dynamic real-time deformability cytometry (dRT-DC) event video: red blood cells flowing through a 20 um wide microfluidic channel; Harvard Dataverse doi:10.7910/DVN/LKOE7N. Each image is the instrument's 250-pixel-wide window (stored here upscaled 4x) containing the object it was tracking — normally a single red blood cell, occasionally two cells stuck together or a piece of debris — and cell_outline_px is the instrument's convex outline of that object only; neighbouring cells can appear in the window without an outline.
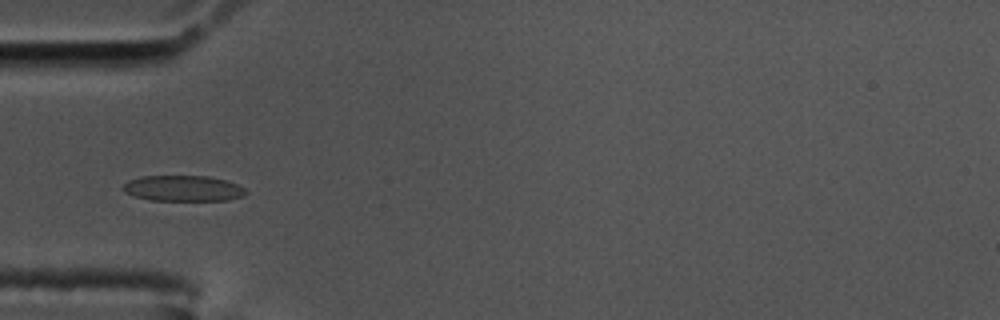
{"species": "common noctule bat (a hibernating species)", "species_latin": "Nyctalus noctula", "temperature_condition": "cold", "stored_images_in_passage": 41, "camera_frame_rate_fps": 3000, "um_per_image_px": 0.085, "animal": {"sex": "male", "body_mass_g": 17.5, "forearm_length_mm": 52.3}, "frame": {"image": 1, "passage_image": 1, "time_ms": 0.0, "image_size_px": [1000, 320], "cell_outline_px": [[248, 192], [244, 196], [228, 200], [152, 200], [132, 196], [124, 192], [120, 188], [128, 180], [140, 176], [208, 176], [228, 180], [244, 188]], "centroid_in_image_um": [15.54, 16.0], "position_along_channel_um": 69.5, "area_um2": 18.61}}
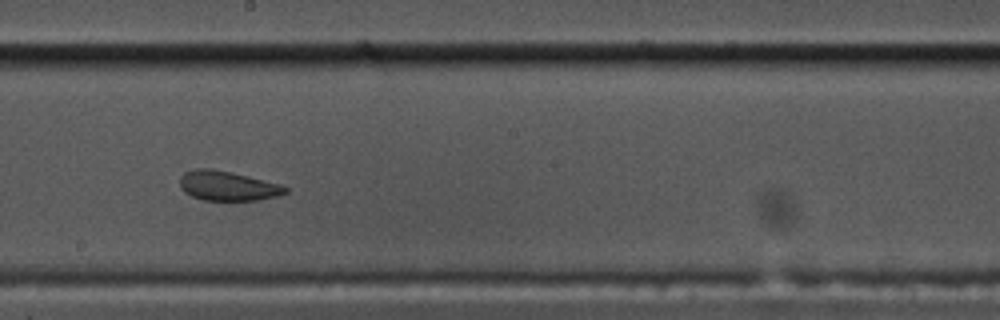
{"frame": {"image": 2, "passage_image": 15, "time_ms": 4.667, "image_size_px": [1000, 320], "cell_outline_px": [[288, 192], [280, 196], [260, 200], [204, 200], [192, 196], [184, 192], [180, 188], [180, 176], [184, 172], [196, 168], [208, 168], [248, 176], [280, 184], [288, 188]], "centroid_in_image_um": [19.35, 15.81], "position_along_channel_um": 228.8, "area_um2": 18.21}}
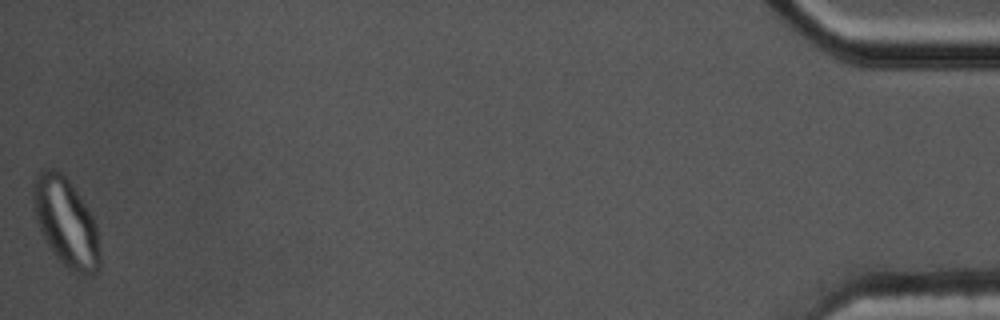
{"frame": {"image": 3, "passage_image": 41, "time_ms": 13.333, "image_size_px": [1000, 320], "cell_outline_px": [[100, 268], [96, 272], [84, 276], [72, 272], [56, 256], [48, 244], [36, 220], [32, 208], [32, 184], [36, 172], [40, 168], [52, 168], [64, 172], [72, 184], [92, 216], [96, 224], [100, 252]], "centroid_in_image_um": [5.58, 18.84], "position_along_channel_um": 429.6, "area_um2": 34.8}}